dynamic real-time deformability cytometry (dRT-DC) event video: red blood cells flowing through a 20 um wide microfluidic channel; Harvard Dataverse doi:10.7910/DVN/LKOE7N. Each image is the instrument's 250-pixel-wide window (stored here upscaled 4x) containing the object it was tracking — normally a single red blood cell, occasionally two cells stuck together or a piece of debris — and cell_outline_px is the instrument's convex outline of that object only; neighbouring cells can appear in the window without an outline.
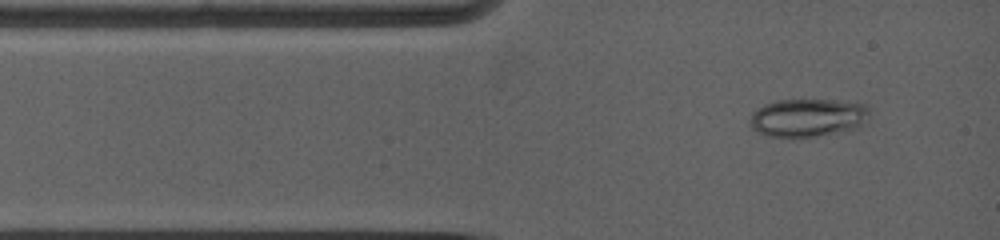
{"species": "common noctule bat (a hibernating species)", "species_latin": "Nyctalus noctula", "temperature_condition": "warm", "stored_images_in_passage": 4, "camera_frame_rate_fps": 5000, "um_per_image_px": 0.085, "animal": {"sex": "female", "body_mass_g": 19.0, "forearm_length_mm": 53.3}, "frame": {"image": 1, "passage_image": 1, "time_ms": 0.0, "image_size_px": [1000, 240], "cell_outline_px": [[864, 108], [856, 120], [852, 124], [840, 128], [808, 136], [776, 136], [760, 132], [752, 128], [752, 116], [760, 108], [768, 104], [780, 100], [828, 100], [860, 104]], "centroid_in_image_um": [68.38, 9.95], "position_along_channel_um": 16.6, "area_um2": 23.24}}